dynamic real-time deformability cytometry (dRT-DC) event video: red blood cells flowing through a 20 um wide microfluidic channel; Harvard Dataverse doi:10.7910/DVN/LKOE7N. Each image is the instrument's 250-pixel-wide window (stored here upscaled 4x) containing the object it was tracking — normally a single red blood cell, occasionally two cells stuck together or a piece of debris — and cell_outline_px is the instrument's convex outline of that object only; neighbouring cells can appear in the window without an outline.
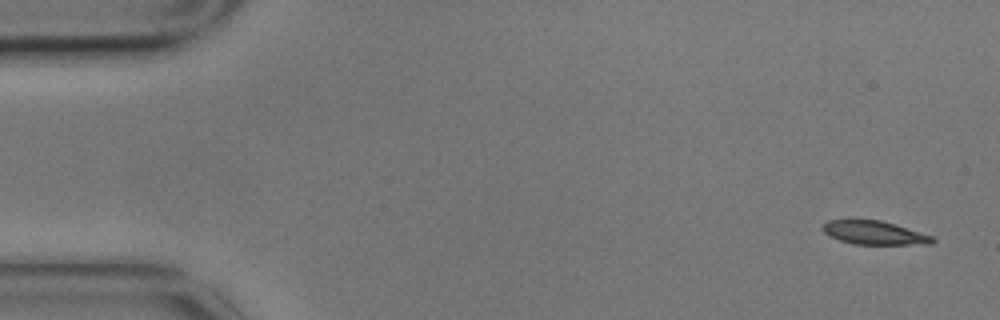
{"species": "common noctule bat (a hibernating species)", "species_latin": "Nyctalus noctula", "temperature_condition": "cold", "stored_images_in_passage": 5, "camera_frame_rate_fps": 3000, "um_per_image_px": 0.085, "animal": {"sex": "male", "body_mass_g": 17.9}, "frame": {"image": 1, "passage_image": 1, "time_ms": 0.0, "image_size_px": [1000, 320], "cell_outline_px": [[936, 240], [932, 244], [852, 244], [840, 240], [824, 232], [820, 228], [828, 220], [880, 220], [932, 236]], "centroid_in_image_um": [74.3, 19.79], "position_along_channel_um": 10.7, "area_um2": 14.8}}
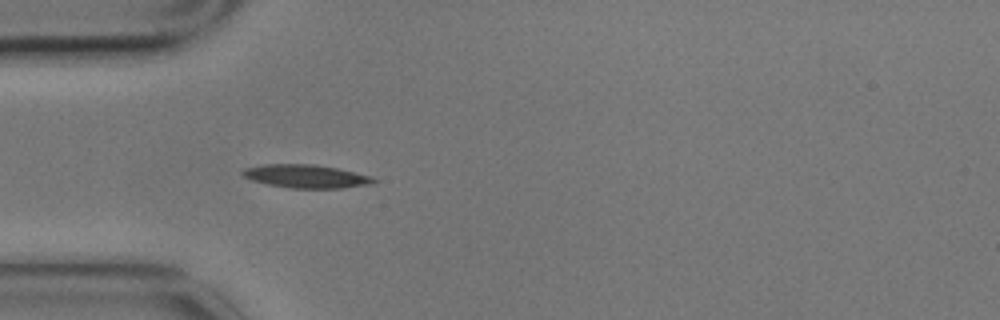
{"frame": {"image": 2, "passage_image": 5, "time_ms": 1.333, "image_size_px": [1000, 320], "cell_outline_px": [[376, 180], [372, 184], [340, 188], [292, 188], [264, 184], [252, 180], [244, 176], [240, 172], [244, 168], [264, 164], [316, 164], [336, 168], [372, 176]], "centroid_in_image_um": [25.98, 14.98], "position_along_channel_um": 59.0, "area_um2": 17.8}}